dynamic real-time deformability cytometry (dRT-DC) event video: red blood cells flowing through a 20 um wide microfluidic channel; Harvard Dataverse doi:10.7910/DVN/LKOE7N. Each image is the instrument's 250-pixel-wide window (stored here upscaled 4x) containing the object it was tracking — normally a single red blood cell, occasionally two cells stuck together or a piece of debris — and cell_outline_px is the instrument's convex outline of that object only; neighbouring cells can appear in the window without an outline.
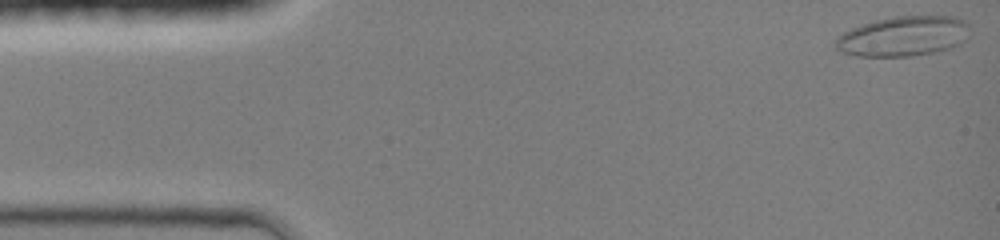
{"species": "common noctule bat (a hibernating species)", "species_latin": "Nyctalus noctula", "temperature_condition": "room temperature", "stored_images_in_passage": 42, "camera_frame_rate_fps": 3000, "um_per_image_px": 0.085, "animal": {"sex": "female", "body_mass_g": 19.0, "forearm_length_mm": 51.5}, "frame": {"image": 1, "passage_image": 1, "time_ms": 0.0, "image_size_px": [1000, 240], "cell_outline_px": [[968, 36], [960, 44], [952, 48], [912, 56], [856, 56], [840, 52], [832, 44], [844, 32], [852, 28], [876, 20], [896, 16], [956, 16], [964, 20], [968, 24]], "centroid_in_image_um": [76.79, 3.08], "position_along_channel_um": 8.2, "area_um2": 31.27}}
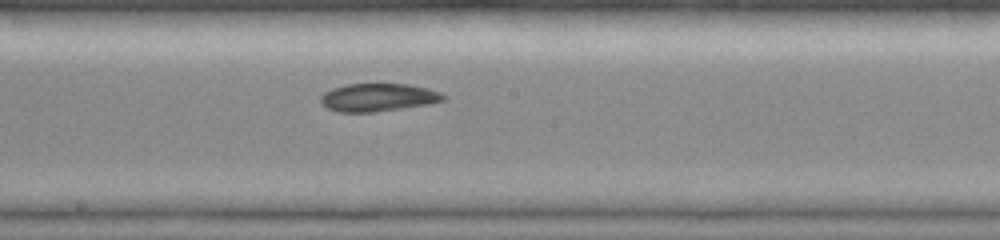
{"frame": {"image": 2, "passage_image": 24, "time_ms": 7.667, "image_size_px": [1000, 240], "cell_outline_px": [[444, 100], [428, 104], [372, 112], [340, 112], [328, 108], [320, 104], [320, 96], [324, 92], [332, 88], [348, 84], [408, 84], [428, 88], [440, 92], [444, 96]], "centroid_in_image_um": [32.09, 8.27], "position_along_channel_um": 216.1, "area_um2": 19.83}}
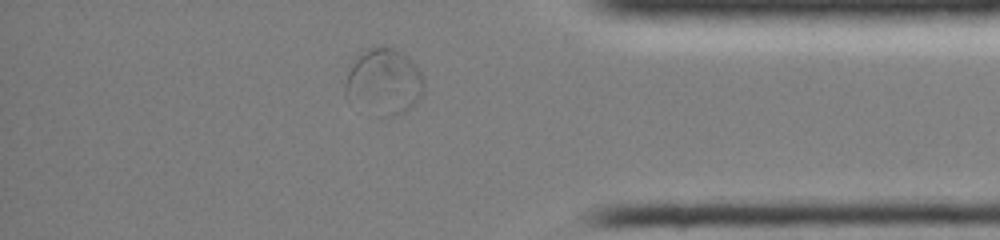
{"frame": {"image": 3, "passage_image": 38, "time_ms": 12.333, "image_size_px": [1000, 240], "cell_outline_px": [[424, 92], [404, 112], [396, 116], [376, 116], [348, 104], [344, 96], [344, 84], [348, 72], [356, 56], [360, 52], [372, 44], [384, 44], [396, 48], [412, 60], [416, 64], [424, 80]], "centroid_in_image_um": [32.56, 6.93], "position_along_channel_um": 402.6, "area_um2": 31.56}, "authors_computed_cell_mechanics": {"area_um2": 21.8484, "velocity_mm_per_s": 4.2118, "shape_relaxation_time_tau1_ms": 3.0841, "shape_relaxation_time_tau2_ms": 2.3148, "deformation_change_tau1": 0.1144, "deformation_change_tau2": 0.0583}}